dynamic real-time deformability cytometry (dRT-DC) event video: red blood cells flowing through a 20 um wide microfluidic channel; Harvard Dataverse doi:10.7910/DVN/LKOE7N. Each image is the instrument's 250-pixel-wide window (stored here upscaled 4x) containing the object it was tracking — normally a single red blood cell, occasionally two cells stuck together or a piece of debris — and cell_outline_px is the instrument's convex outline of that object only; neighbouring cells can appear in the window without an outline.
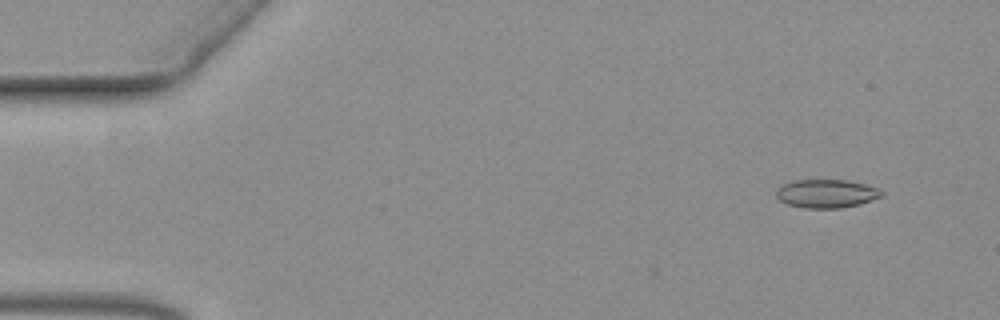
{"species": "common noctule bat (a hibernating species)", "species_latin": "Nyctalus noctula", "temperature_condition": "warm", "stored_images_in_passage": 57, "camera_frame_rate_fps": 3000, "um_per_image_px": 0.085, "animal": {"sex": "female", "body_mass_g": 19.3, "forearm_length_mm": 54.1}, "frame": {"image": 1, "passage_image": 2, "time_ms": 0.333, "image_size_px": [1000, 320], "cell_outline_px": [[884, 196], [860, 204], [840, 208], [804, 208], [788, 204], [780, 200], [776, 196], [776, 192], [784, 184], [796, 180], [848, 180], [864, 184], [876, 188], [884, 192]], "centroid_in_image_um": [70.28, 16.46], "position_along_channel_um": 14.7, "area_um2": 17.34}}
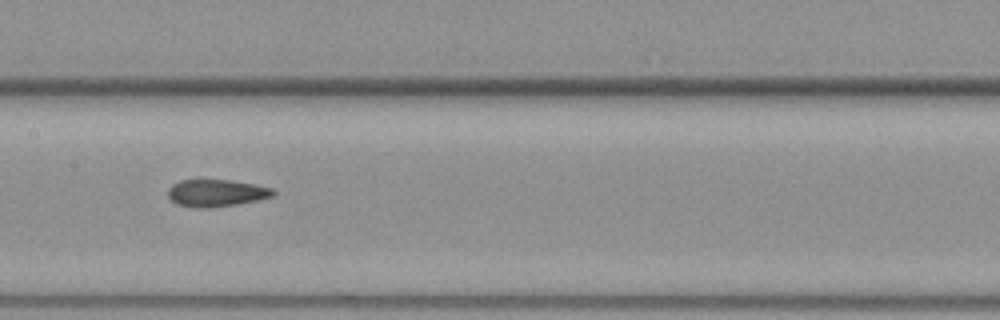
{"frame": {"image": 2, "passage_image": 27, "time_ms": 8.667, "image_size_px": [1000, 320], "cell_outline_px": [[276, 192], [272, 196], [240, 204], [212, 208], [192, 208], [176, 204], [168, 196], [168, 188], [172, 184], [180, 180], [228, 180], [256, 184], [272, 188]], "centroid_in_image_um": [18.37, 16.42], "position_along_channel_um": 189.0, "area_um2": 16.82}}
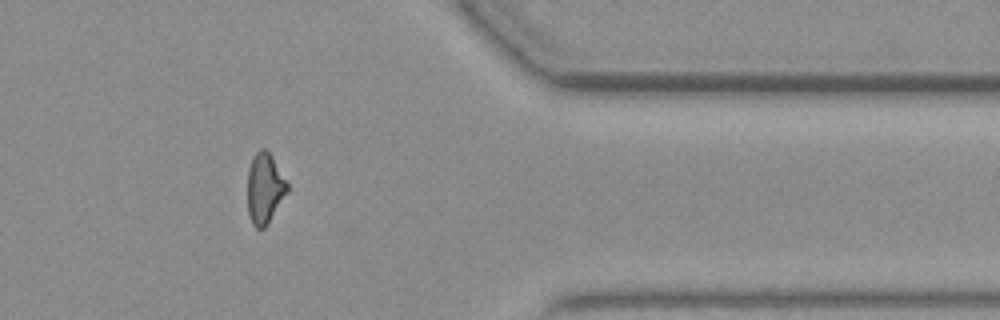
{"frame": {"image": 3, "passage_image": 46, "time_ms": 15.0, "image_size_px": [1000, 320], "cell_outline_px": [[288, 192], [268, 224], [264, 228], [256, 228], [252, 224], [248, 216], [248, 168], [252, 156], [260, 148], [264, 148], [272, 156], [288, 184]], "centroid_in_image_um": [22.49, 16.02], "position_along_channel_um": 388.9, "area_um2": 16.47}}